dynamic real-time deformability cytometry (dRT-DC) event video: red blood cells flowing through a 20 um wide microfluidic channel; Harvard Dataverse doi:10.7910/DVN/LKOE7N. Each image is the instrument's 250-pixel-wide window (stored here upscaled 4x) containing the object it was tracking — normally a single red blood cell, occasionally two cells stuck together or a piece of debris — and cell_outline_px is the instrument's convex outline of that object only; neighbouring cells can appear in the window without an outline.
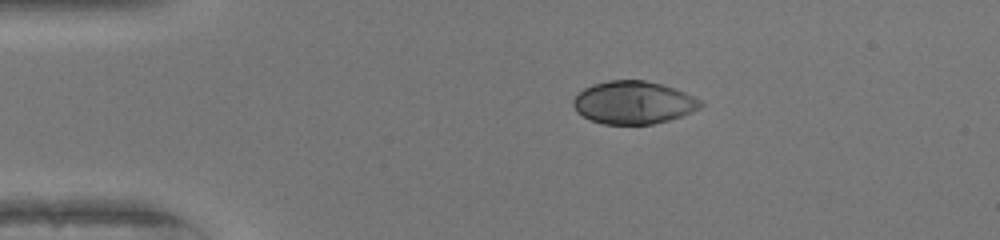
{"species": "human", "species_latin": "Homo sapiens", "temperature_condition": "warm", "stored_images_in_passage": 42, "camera_frame_rate_fps": 3000, "um_per_image_px": 0.085, "donor": {"sex": "female"}, "frame": {"image": 1, "passage_image": 1, "time_ms": 0.0, "image_size_px": [1000, 240], "cell_outline_px": [[704, 104], [700, 108], [680, 116], [668, 120], [652, 124], [604, 124], [592, 120], [576, 112], [572, 104], [572, 100], [584, 88], [592, 84], [608, 80], [644, 80], [664, 84], [676, 88], [700, 100]], "centroid_in_image_um": [53.83, 8.7], "position_along_channel_um": 31.2, "area_um2": 31.73}}
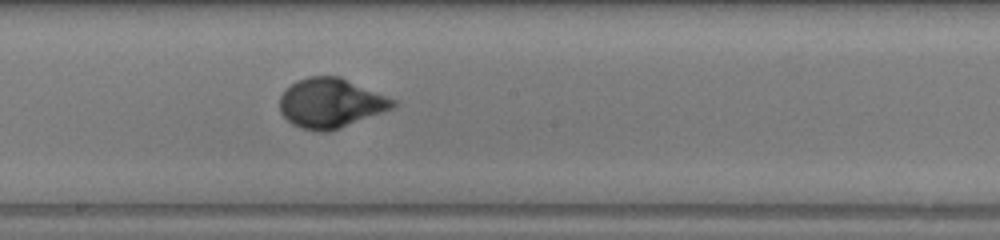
{"frame": {"image": 2, "passage_image": 19, "time_ms": 6.0, "image_size_px": [1000, 240], "cell_outline_px": [[396, 108], [328, 132], [316, 132], [300, 128], [292, 124], [280, 112], [280, 96], [296, 80], [308, 76], [340, 76], [396, 100]], "centroid_in_image_um": [28.12, 8.77], "position_along_channel_um": 220.1, "area_um2": 32.83}}
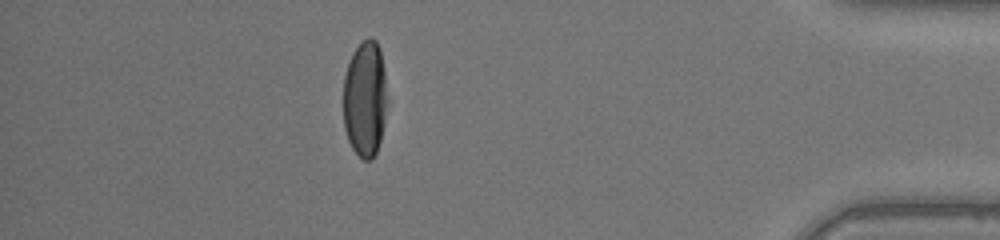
{"frame": {"image": 3, "passage_image": 36, "time_ms": 11.667, "image_size_px": [1000, 240], "cell_outline_px": [[388, 104], [384, 124], [380, 140], [376, 152], [372, 160], [364, 160], [352, 148], [348, 140], [344, 128], [344, 76], [352, 52], [368, 36], [372, 36], [376, 40], [380, 48], [384, 68], [388, 100]], "centroid_in_image_um": [31.05, 8.38], "position_along_channel_um": 404.2, "area_um2": 30.17}, "authors_computed_cell_mechanics": {"area_um2": 31.9923, "velocity_mm_per_s": 4.0783, "shape_relaxation_time_tau1_ms": 3.9094, "shape_relaxation_time_tau2_ms": null, "deformation_change_tau1": 0.2161, "deformation_change_tau2": null}}